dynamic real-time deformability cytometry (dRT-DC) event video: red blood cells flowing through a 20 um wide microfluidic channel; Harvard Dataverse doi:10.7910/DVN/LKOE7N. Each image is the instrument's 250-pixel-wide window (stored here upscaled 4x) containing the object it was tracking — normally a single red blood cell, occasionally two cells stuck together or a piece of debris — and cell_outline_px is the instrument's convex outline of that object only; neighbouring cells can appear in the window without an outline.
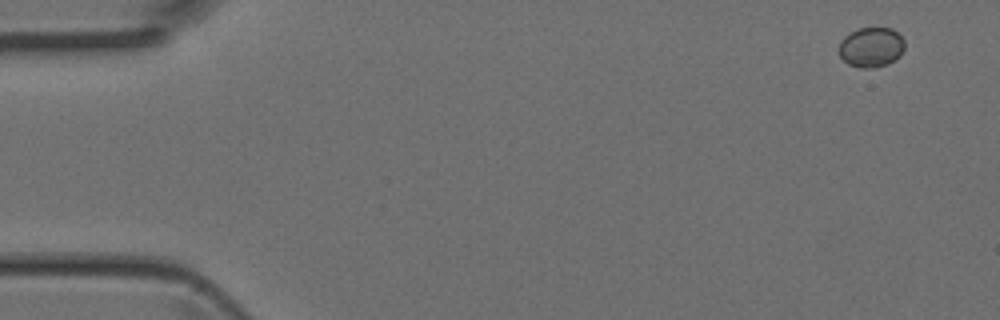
{"species": "Egyptian fruit bat (a non-hibernating species)", "species_latin": "Rousettus aegyptiacus", "temperature_condition": "room temperature", "stored_images_in_passage": 3, "camera_frame_rate_fps": 3000, "um_per_image_px": 0.085, "animal": {"sex": "female"}, "frame": {"image": 1, "passage_image": 1, "time_ms": 0.0, "image_size_px": [1000, 320], "cell_outline_px": [[904, 48], [900, 56], [888, 64], [876, 68], [860, 68], [848, 64], [840, 56], [840, 40], [844, 36], [860, 28], [892, 28], [904, 40]], "centroid_in_image_um": [74.06, 4.03], "position_along_channel_um": 10.9, "area_um2": 15.26}}
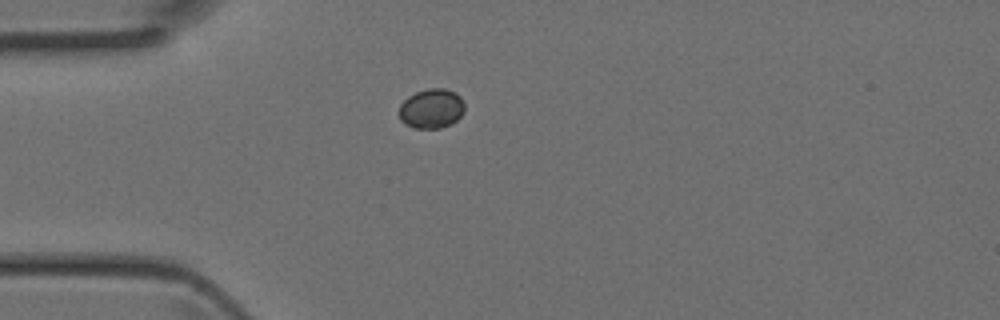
{"frame": {"image": 2, "passage_image": 3, "time_ms": 0.667, "image_size_px": [1000, 320], "cell_outline_px": [[464, 112], [452, 124], [440, 128], [412, 128], [404, 124], [400, 120], [400, 104], [408, 96], [416, 92], [428, 88], [444, 88], [456, 92], [460, 96], [464, 104]], "centroid_in_image_um": [36.68, 9.23], "position_along_channel_um": 48.3, "area_um2": 15.26}}